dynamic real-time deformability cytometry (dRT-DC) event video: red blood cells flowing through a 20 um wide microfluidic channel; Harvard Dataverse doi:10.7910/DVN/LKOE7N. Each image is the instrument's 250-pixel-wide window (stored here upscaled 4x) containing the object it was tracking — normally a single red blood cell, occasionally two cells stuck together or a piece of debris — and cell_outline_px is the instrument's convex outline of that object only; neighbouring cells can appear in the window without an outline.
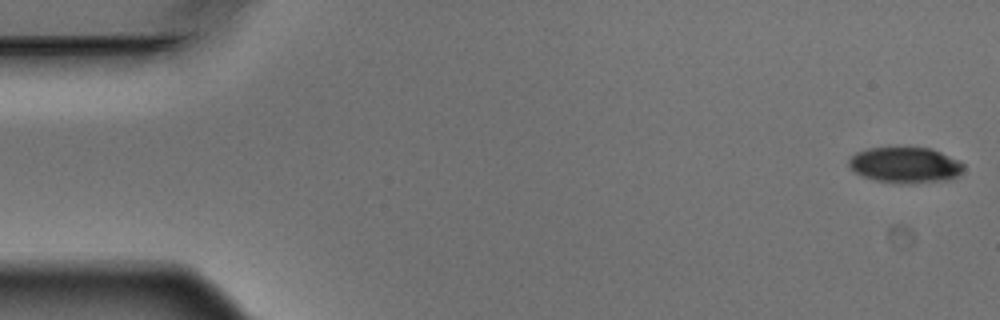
{"species": "Egyptian fruit bat (a non-hibernating species)", "species_latin": "Rousettus aegyptiacus", "temperature_condition": "warm", "stored_images_in_passage": 5, "camera_frame_rate_fps": 3000, "um_per_image_px": 0.085, "animal": {"sex": "male"}, "frame": {"image": 1, "passage_image": 1, "time_ms": 0.0, "image_size_px": [1000, 320], "cell_outline_px": [[964, 168], [960, 176], [952, 180], [900, 184], [876, 180], [864, 176], [856, 172], [848, 164], [848, 160], [856, 152], [868, 148], [932, 148], [960, 160], [964, 164]], "centroid_in_image_um": [77.02, 14.04], "position_along_channel_um": 8.0, "area_um2": 24.1}}
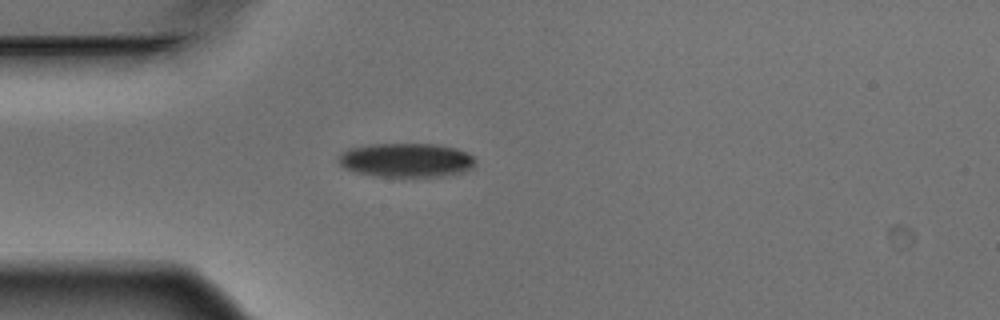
{"frame": {"image": 2, "passage_image": 5, "time_ms": 1.333, "image_size_px": [1000, 320], "cell_outline_px": [[476, 164], [472, 168], [464, 172], [440, 176], [376, 176], [356, 172], [344, 168], [336, 160], [336, 156], [340, 152], [348, 148], [368, 144], [436, 144], [456, 148], [472, 156], [476, 160]], "centroid_in_image_um": [34.48, 13.6], "position_along_channel_um": 50.5, "area_um2": 27.34}}